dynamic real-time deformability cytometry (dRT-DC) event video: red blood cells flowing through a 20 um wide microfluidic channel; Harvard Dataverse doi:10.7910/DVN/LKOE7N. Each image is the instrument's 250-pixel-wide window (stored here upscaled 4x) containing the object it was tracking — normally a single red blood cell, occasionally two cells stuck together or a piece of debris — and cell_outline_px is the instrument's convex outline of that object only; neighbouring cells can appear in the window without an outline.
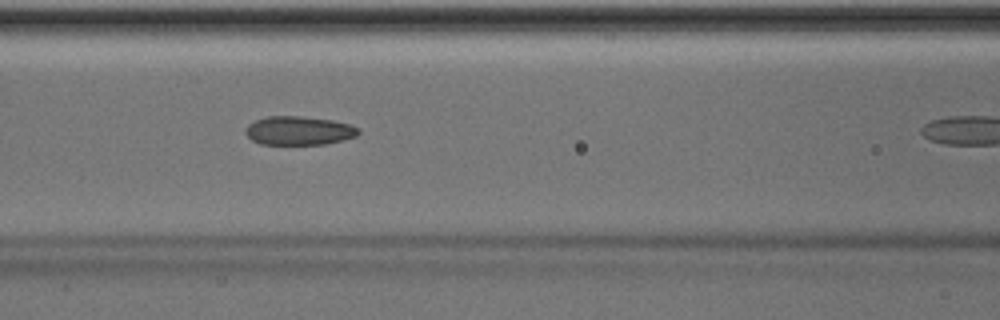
{"species": "Egyptian fruit bat (a non-hibernating species)", "species_latin": "Rousettus aegyptiacus", "temperature_condition": "room temperature", "stored_images_in_passage": 11, "camera_frame_rate_fps": 3000, "um_per_image_px": 0.085, "animal": {"sex": "male"}, "frame": {"image": 1, "passage_image": 7, "time_ms": 2.0, "image_size_px": [1000, 320], "cell_outline_px": [[360, 132], [356, 136], [344, 140], [324, 144], [260, 144], [252, 140], [244, 132], [248, 124], [256, 120], [268, 116], [300, 116], [332, 120], [352, 124], [360, 128]], "centroid_in_image_um": [25.43, 11.1], "position_along_channel_um": 141.2, "area_um2": 19.02}}